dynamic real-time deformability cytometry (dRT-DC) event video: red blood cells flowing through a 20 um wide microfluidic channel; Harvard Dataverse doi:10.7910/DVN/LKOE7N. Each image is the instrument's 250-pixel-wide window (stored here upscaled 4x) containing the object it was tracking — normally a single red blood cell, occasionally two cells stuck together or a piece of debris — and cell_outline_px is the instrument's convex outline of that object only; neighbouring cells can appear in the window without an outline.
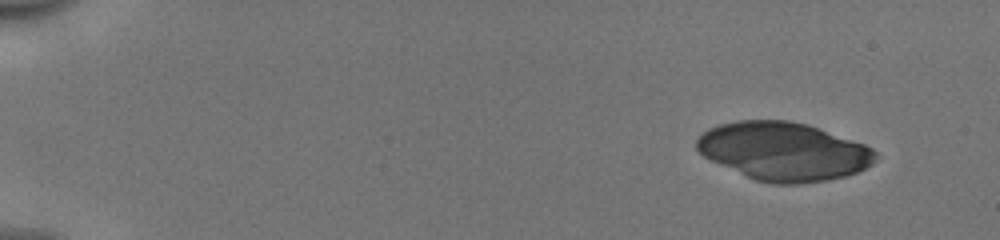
{"species": "human", "species_latin": "Homo sapiens", "temperature_condition": "cold", "stored_images_in_passage": 48, "camera_frame_rate_fps": 3000, "um_per_image_px": 0.085, "donor": {"sex": "male"}, "frame": {"image": 1, "passage_image": 1, "time_ms": 0.0, "image_size_px": [1000, 240], "cell_outline_px": [[876, 160], [872, 164], [856, 172], [844, 176], [828, 180], [796, 184], [772, 184], [756, 180], [720, 164], [704, 156], [696, 148], [696, 140], [708, 128], [720, 124], [736, 120], [788, 120], [808, 124], [864, 144], [872, 148], [876, 152]], "centroid_in_image_um": [66.61, 12.86], "position_along_channel_um": 18.4, "area_um2": 60.46}}
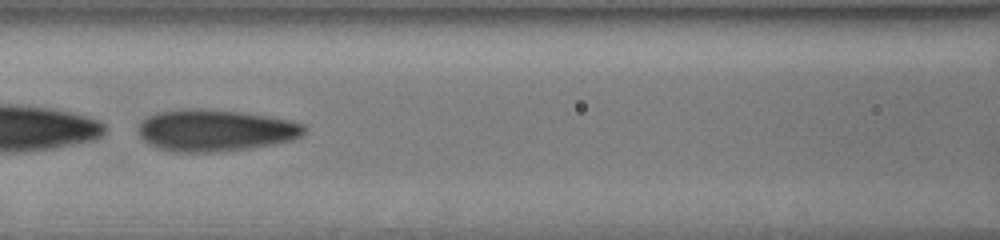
{"frame": {"image": 2, "passage_image": 22, "time_ms": 7.0, "image_size_px": [1000, 240], "cell_outline_px": [[308, 128], [300, 136], [292, 140], [272, 144], [248, 148], [216, 152], [172, 152], [156, 148], [148, 144], [140, 136], [136, 128], [140, 120], [156, 112], [180, 108], [200, 108], [248, 112], [288, 120], [304, 124]], "centroid_in_image_um": [18.24, 11.07], "position_along_channel_um": 148.4, "area_um2": 41.04}}
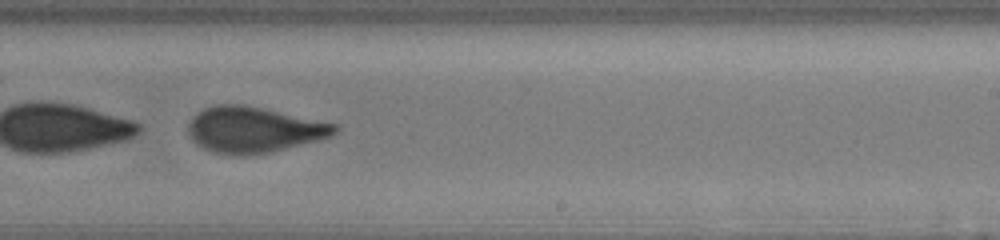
{"frame": {"image": 3, "passage_image": 31, "time_ms": 10.0, "image_size_px": [1000, 240], "cell_outline_px": [[340, 128], [332, 136], [320, 140], [268, 152], [244, 156], [216, 152], [204, 148], [196, 144], [188, 136], [188, 124], [192, 116], [196, 112], [212, 104], [244, 104], [340, 124]], "centroid_in_image_um": [21.58, 11.0], "position_along_channel_um": 267.4, "area_um2": 39.48}}